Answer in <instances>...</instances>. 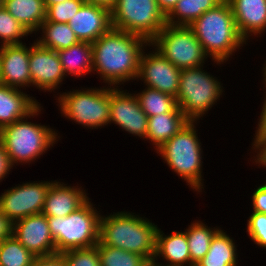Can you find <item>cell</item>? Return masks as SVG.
Returning <instances> with one entry per match:
<instances>
[{
  "label": "cell",
  "instance_id": "1",
  "mask_svg": "<svg viewBox=\"0 0 266 266\" xmlns=\"http://www.w3.org/2000/svg\"><path fill=\"white\" fill-rule=\"evenodd\" d=\"M147 46L150 43L145 38L111 28L92 43L93 74L96 71L100 80L112 87L136 80L140 57Z\"/></svg>",
  "mask_w": 266,
  "mask_h": 266
},
{
  "label": "cell",
  "instance_id": "2",
  "mask_svg": "<svg viewBox=\"0 0 266 266\" xmlns=\"http://www.w3.org/2000/svg\"><path fill=\"white\" fill-rule=\"evenodd\" d=\"M189 27L204 48L205 53L217 65L227 62L229 57L241 49L246 40L240 35L227 0L204 12Z\"/></svg>",
  "mask_w": 266,
  "mask_h": 266
},
{
  "label": "cell",
  "instance_id": "3",
  "mask_svg": "<svg viewBox=\"0 0 266 266\" xmlns=\"http://www.w3.org/2000/svg\"><path fill=\"white\" fill-rule=\"evenodd\" d=\"M157 225L129 211L113 212L100 218L99 241L103 245L134 252L152 260L155 255Z\"/></svg>",
  "mask_w": 266,
  "mask_h": 266
},
{
  "label": "cell",
  "instance_id": "4",
  "mask_svg": "<svg viewBox=\"0 0 266 266\" xmlns=\"http://www.w3.org/2000/svg\"><path fill=\"white\" fill-rule=\"evenodd\" d=\"M41 107L39 104L28 116L0 129V142L12 167L34 162L60 139L50 126L28 122L41 114Z\"/></svg>",
  "mask_w": 266,
  "mask_h": 266
},
{
  "label": "cell",
  "instance_id": "5",
  "mask_svg": "<svg viewBox=\"0 0 266 266\" xmlns=\"http://www.w3.org/2000/svg\"><path fill=\"white\" fill-rule=\"evenodd\" d=\"M197 123V121H189L171 139L158 148L156 153L192 190L200 193L204 189V179L202 178L203 150L196 133Z\"/></svg>",
  "mask_w": 266,
  "mask_h": 266
},
{
  "label": "cell",
  "instance_id": "6",
  "mask_svg": "<svg viewBox=\"0 0 266 266\" xmlns=\"http://www.w3.org/2000/svg\"><path fill=\"white\" fill-rule=\"evenodd\" d=\"M90 200L66 217H47L56 253L99 243L101 213Z\"/></svg>",
  "mask_w": 266,
  "mask_h": 266
},
{
  "label": "cell",
  "instance_id": "7",
  "mask_svg": "<svg viewBox=\"0 0 266 266\" xmlns=\"http://www.w3.org/2000/svg\"><path fill=\"white\" fill-rule=\"evenodd\" d=\"M203 66L181 69L176 95L178 107L190 121H198L225 92L217 77L203 70Z\"/></svg>",
  "mask_w": 266,
  "mask_h": 266
},
{
  "label": "cell",
  "instance_id": "8",
  "mask_svg": "<svg viewBox=\"0 0 266 266\" xmlns=\"http://www.w3.org/2000/svg\"><path fill=\"white\" fill-rule=\"evenodd\" d=\"M58 96L55 98H58L56 102L60 113L72 122L88 129H101L109 124L110 86L74 89Z\"/></svg>",
  "mask_w": 266,
  "mask_h": 266
},
{
  "label": "cell",
  "instance_id": "9",
  "mask_svg": "<svg viewBox=\"0 0 266 266\" xmlns=\"http://www.w3.org/2000/svg\"><path fill=\"white\" fill-rule=\"evenodd\" d=\"M112 28L145 38L149 43L166 25L156 0H117L111 10Z\"/></svg>",
  "mask_w": 266,
  "mask_h": 266
},
{
  "label": "cell",
  "instance_id": "10",
  "mask_svg": "<svg viewBox=\"0 0 266 266\" xmlns=\"http://www.w3.org/2000/svg\"><path fill=\"white\" fill-rule=\"evenodd\" d=\"M151 46L179 69L203 66L209 57L189 26L166 24Z\"/></svg>",
  "mask_w": 266,
  "mask_h": 266
},
{
  "label": "cell",
  "instance_id": "11",
  "mask_svg": "<svg viewBox=\"0 0 266 266\" xmlns=\"http://www.w3.org/2000/svg\"><path fill=\"white\" fill-rule=\"evenodd\" d=\"M53 182H27L7 189L0 195V211L12 223L42 213L47 192Z\"/></svg>",
  "mask_w": 266,
  "mask_h": 266
},
{
  "label": "cell",
  "instance_id": "12",
  "mask_svg": "<svg viewBox=\"0 0 266 266\" xmlns=\"http://www.w3.org/2000/svg\"><path fill=\"white\" fill-rule=\"evenodd\" d=\"M153 50L147 53L143 50L136 80L140 79L146 83L145 87L176 97L181 69L170 63L157 49Z\"/></svg>",
  "mask_w": 266,
  "mask_h": 266
},
{
  "label": "cell",
  "instance_id": "13",
  "mask_svg": "<svg viewBox=\"0 0 266 266\" xmlns=\"http://www.w3.org/2000/svg\"><path fill=\"white\" fill-rule=\"evenodd\" d=\"M114 123L134 136L146 139L148 116L140 107L136 95L110 86V119Z\"/></svg>",
  "mask_w": 266,
  "mask_h": 266
},
{
  "label": "cell",
  "instance_id": "14",
  "mask_svg": "<svg viewBox=\"0 0 266 266\" xmlns=\"http://www.w3.org/2000/svg\"><path fill=\"white\" fill-rule=\"evenodd\" d=\"M29 72L31 86L54 92L66 78L57 51L41 46L36 40L30 48Z\"/></svg>",
  "mask_w": 266,
  "mask_h": 266
},
{
  "label": "cell",
  "instance_id": "15",
  "mask_svg": "<svg viewBox=\"0 0 266 266\" xmlns=\"http://www.w3.org/2000/svg\"><path fill=\"white\" fill-rule=\"evenodd\" d=\"M12 235L36 257L56 254L47 216L43 213L13 223Z\"/></svg>",
  "mask_w": 266,
  "mask_h": 266
},
{
  "label": "cell",
  "instance_id": "16",
  "mask_svg": "<svg viewBox=\"0 0 266 266\" xmlns=\"http://www.w3.org/2000/svg\"><path fill=\"white\" fill-rule=\"evenodd\" d=\"M26 43L0 46V84L26 89L31 87L30 48Z\"/></svg>",
  "mask_w": 266,
  "mask_h": 266
},
{
  "label": "cell",
  "instance_id": "17",
  "mask_svg": "<svg viewBox=\"0 0 266 266\" xmlns=\"http://www.w3.org/2000/svg\"><path fill=\"white\" fill-rule=\"evenodd\" d=\"M68 24L80 42L93 43L112 28L111 11L85 2Z\"/></svg>",
  "mask_w": 266,
  "mask_h": 266
},
{
  "label": "cell",
  "instance_id": "18",
  "mask_svg": "<svg viewBox=\"0 0 266 266\" xmlns=\"http://www.w3.org/2000/svg\"><path fill=\"white\" fill-rule=\"evenodd\" d=\"M82 186H67L54 180L46 195L42 213L47 217H66L90 198Z\"/></svg>",
  "mask_w": 266,
  "mask_h": 266
},
{
  "label": "cell",
  "instance_id": "19",
  "mask_svg": "<svg viewBox=\"0 0 266 266\" xmlns=\"http://www.w3.org/2000/svg\"><path fill=\"white\" fill-rule=\"evenodd\" d=\"M240 35L247 41L250 36L262 35L266 30V0H227Z\"/></svg>",
  "mask_w": 266,
  "mask_h": 266
},
{
  "label": "cell",
  "instance_id": "20",
  "mask_svg": "<svg viewBox=\"0 0 266 266\" xmlns=\"http://www.w3.org/2000/svg\"><path fill=\"white\" fill-rule=\"evenodd\" d=\"M39 104L21 89L0 84V129L28 116Z\"/></svg>",
  "mask_w": 266,
  "mask_h": 266
},
{
  "label": "cell",
  "instance_id": "21",
  "mask_svg": "<svg viewBox=\"0 0 266 266\" xmlns=\"http://www.w3.org/2000/svg\"><path fill=\"white\" fill-rule=\"evenodd\" d=\"M160 257H163L164 262L167 261L164 264L167 266L192 265L186 232L172 231L171 234L165 235L158 227L153 259L158 262Z\"/></svg>",
  "mask_w": 266,
  "mask_h": 266
},
{
  "label": "cell",
  "instance_id": "22",
  "mask_svg": "<svg viewBox=\"0 0 266 266\" xmlns=\"http://www.w3.org/2000/svg\"><path fill=\"white\" fill-rule=\"evenodd\" d=\"M189 121L183 112H167L148 117L146 140L152 142L157 150Z\"/></svg>",
  "mask_w": 266,
  "mask_h": 266
},
{
  "label": "cell",
  "instance_id": "23",
  "mask_svg": "<svg viewBox=\"0 0 266 266\" xmlns=\"http://www.w3.org/2000/svg\"><path fill=\"white\" fill-rule=\"evenodd\" d=\"M1 4L30 34L46 20L44 0H2Z\"/></svg>",
  "mask_w": 266,
  "mask_h": 266
},
{
  "label": "cell",
  "instance_id": "24",
  "mask_svg": "<svg viewBox=\"0 0 266 266\" xmlns=\"http://www.w3.org/2000/svg\"><path fill=\"white\" fill-rule=\"evenodd\" d=\"M57 54L66 77L68 75L82 77L93 72L92 43L79 42L57 51Z\"/></svg>",
  "mask_w": 266,
  "mask_h": 266
},
{
  "label": "cell",
  "instance_id": "25",
  "mask_svg": "<svg viewBox=\"0 0 266 266\" xmlns=\"http://www.w3.org/2000/svg\"><path fill=\"white\" fill-rule=\"evenodd\" d=\"M223 230L212 238L208 253L197 262L198 266H237L239 260L235 240Z\"/></svg>",
  "mask_w": 266,
  "mask_h": 266
},
{
  "label": "cell",
  "instance_id": "26",
  "mask_svg": "<svg viewBox=\"0 0 266 266\" xmlns=\"http://www.w3.org/2000/svg\"><path fill=\"white\" fill-rule=\"evenodd\" d=\"M39 30L42 31L40 32L42 36L38 37L36 42L54 51L69 48L80 42L68 23L45 20Z\"/></svg>",
  "mask_w": 266,
  "mask_h": 266
},
{
  "label": "cell",
  "instance_id": "27",
  "mask_svg": "<svg viewBox=\"0 0 266 266\" xmlns=\"http://www.w3.org/2000/svg\"><path fill=\"white\" fill-rule=\"evenodd\" d=\"M223 0H179L166 16V24L189 26L204 12L213 9Z\"/></svg>",
  "mask_w": 266,
  "mask_h": 266
},
{
  "label": "cell",
  "instance_id": "28",
  "mask_svg": "<svg viewBox=\"0 0 266 266\" xmlns=\"http://www.w3.org/2000/svg\"><path fill=\"white\" fill-rule=\"evenodd\" d=\"M188 226L185 232L188 239L190 259L193 264H197L208 253L211 240L220 228L208 227L200 220H195Z\"/></svg>",
  "mask_w": 266,
  "mask_h": 266
},
{
  "label": "cell",
  "instance_id": "29",
  "mask_svg": "<svg viewBox=\"0 0 266 266\" xmlns=\"http://www.w3.org/2000/svg\"><path fill=\"white\" fill-rule=\"evenodd\" d=\"M140 107L148 117L167 112H182L174 96L146 87L135 93Z\"/></svg>",
  "mask_w": 266,
  "mask_h": 266
},
{
  "label": "cell",
  "instance_id": "30",
  "mask_svg": "<svg viewBox=\"0 0 266 266\" xmlns=\"http://www.w3.org/2000/svg\"><path fill=\"white\" fill-rule=\"evenodd\" d=\"M35 257L13 235L0 242V266H32Z\"/></svg>",
  "mask_w": 266,
  "mask_h": 266
},
{
  "label": "cell",
  "instance_id": "31",
  "mask_svg": "<svg viewBox=\"0 0 266 266\" xmlns=\"http://www.w3.org/2000/svg\"><path fill=\"white\" fill-rule=\"evenodd\" d=\"M100 256V266H145L147 259L134 252H128L120 248L97 244Z\"/></svg>",
  "mask_w": 266,
  "mask_h": 266
},
{
  "label": "cell",
  "instance_id": "32",
  "mask_svg": "<svg viewBox=\"0 0 266 266\" xmlns=\"http://www.w3.org/2000/svg\"><path fill=\"white\" fill-rule=\"evenodd\" d=\"M30 33L1 4L0 5V46L23 44L22 39Z\"/></svg>",
  "mask_w": 266,
  "mask_h": 266
},
{
  "label": "cell",
  "instance_id": "33",
  "mask_svg": "<svg viewBox=\"0 0 266 266\" xmlns=\"http://www.w3.org/2000/svg\"><path fill=\"white\" fill-rule=\"evenodd\" d=\"M86 0H67L49 6L46 9V20L49 22L68 23Z\"/></svg>",
  "mask_w": 266,
  "mask_h": 266
},
{
  "label": "cell",
  "instance_id": "34",
  "mask_svg": "<svg viewBox=\"0 0 266 266\" xmlns=\"http://www.w3.org/2000/svg\"><path fill=\"white\" fill-rule=\"evenodd\" d=\"M61 254L67 266H100L97 245L89 248L68 250Z\"/></svg>",
  "mask_w": 266,
  "mask_h": 266
},
{
  "label": "cell",
  "instance_id": "35",
  "mask_svg": "<svg viewBox=\"0 0 266 266\" xmlns=\"http://www.w3.org/2000/svg\"><path fill=\"white\" fill-rule=\"evenodd\" d=\"M248 218V236L254 244L266 248V214L252 212Z\"/></svg>",
  "mask_w": 266,
  "mask_h": 266
},
{
  "label": "cell",
  "instance_id": "36",
  "mask_svg": "<svg viewBox=\"0 0 266 266\" xmlns=\"http://www.w3.org/2000/svg\"><path fill=\"white\" fill-rule=\"evenodd\" d=\"M252 211L266 214V185L257 187L252 194Z\"/></svg>",
  "mask_w": 266,
  "mask_h": 266
},
{
  "label": "cell",
  "instance_id": "37",
  "mask_svg": "<svg viewBox=\"0 0 266 266\" xmlns=\"http://www.w3.org/2000/svg\"><path fill=\"white\" fill-rule=\"evenodd\" d=\"M32 266H67L61 253L49 256L35 257Z\"/></svg>",
  "mask_w": 266,
  "mask_h": 266
},
{
  "label": "cell",
  "instance_id": "38",
  "mask_svg": "<svg viewBox=\"0 0 266 266\" xmlns=\"http://www.w3.org/2000/svg\"><path fill=\"white\" fill-rule=\"evenodd\" d=\"M266 88V85L264 86ZM266 90V89H265ZM266 93V92H265ZM263 106H262V111L260 113V117H259V121H258V127H256V131H255V138H253L254 140H252V145L261 137L266 135V94H265V98H264V102Z\"/></svg>",
  "mask_w": 266,
  "mask_h": 266
},
{
  "label": "cell",
  "instance_id": "39",
  "mask_svg": "<svg viewBox=\"0 0 266 266\" xmlns=\"http://www.w3.org/2000/svg\"><path fill=\"white\" fill-rule=\"evenodd\" d=\"M11 169H13L12 165L10 164L5 149L0 142V182L10 174L9 172L11 171Z\"/></svg>",
  "mask_w": 266,
  "mask_h": 266
},
{
  "label": "cell",
  "instance_id": "40",
  "mask_svg": "<svg viewBox=\"0 0 266 266\" xmlns=\"http://www.w3.org/2000/svg\"><path fill=\"white\" fill-rule=\"evenodd\" d=\"M13 223L0 211V242L12 236Z\"/></svg>",
  "mask_w": 266,
  "mask_h": 266
},
{
  "label": "cell",
  "instance_id": "41",
  "mask_svg": "<svg viewBox=\"0 0 266 266\" xmlns=\"http://www.w3.org/2000/svg\"><path fill=\"white\" fill-rule=\"evenodd\" d=\"M252 147L251 149L257 153L256 156L266 165V135L261 136Z\"/></svg>",
  "mask_w": 266,
  "mask_h": 266
},
{
  "label": "cell",
  "instance_id": "42",
  "mask_svg": "<svg viewBox=\"0 0 266 266\" xmlns=\"http://www.w3.org/2000/svg\"><path fill=\"white\" fill-rule=\"evenodd\" d=\"M159 9L167 16L176 6L179 0H156Z\"/></svg>",
  "mask_w": 266,
  "mask_h": 266
},
{
  "label": "cell",
  "instance_id": "43",
  "mask_svg": "<svg viewBox=\"0 0 266 266\" xmlns=\"http://www.w3.org/2000/svg\"><path fill=\"white\" fill-rule=\"evenodd\" d=\"M86 2L105 7L111 11L114 8L117 0H86Z\"/></svg>",
  "mask_w": 266,
  "mask_h": 266
},
{
  "label": "cell",
  "instance_id": "44",
  "mask_svg": "<svg viewBox=\"0 0 266 266\" xmlns=\"http://www.w3.org/2000/svg\"><path fill=\"white\" fill-rule=\"evenodd\" d=\"M64 1H67V0H44V4H45V7L47 9L51 5H54V4H57V3H61V2H64Z\"/></svg>",
  "mask_w": 266,
  "mask_h": 266
},
{
  "label": "cell",
  "instance_id": "45",
  "mask_svg": "<svg viewBox=\"0 0 266 266\" xmlns=\"http://www.w3.org/2000/svg\"><path fill=\"white\" fill-rule=\"evenodd\" d=\"M145 266H167V265H164L163 263L161 262L159 263L155 261L154 259H152V260H148Z\"/></svg>",
  "mask_w": 266,
  "mask_h": 266
},
{
  "label": "cell",
  "instance_id": "46",
  "mask_svg": "<svg viewBox=\"0 0 266 266\" xmlns=\"http://www.w3.org/2000/svg\"><path fill=\"white\" fill-rule=\"evenodd\" d=\"M253 163L255 162V164H258V168L261 166H263L264 168H266V165L257 157V156H253ZM264 185H266V183L264 182Z\"/></svg>",
  "mask_w": 266,
  "mask_h": 266
},
{
  "label": "cell",
  "instance_id": "47",
  "mask_svg": "<svg viewBox=\"0 0 266 266\" xmlns=\"http://www.w3.org/2000/svg\"><path fill=\"white\" fill-rule=\"evenodd\" d=\"M262 73H263V83L266 85V61H265V65H263V69H262Z\"/></svg>",
  "mask_w": 266,
  "mask_h": 266
}]
</instances>
